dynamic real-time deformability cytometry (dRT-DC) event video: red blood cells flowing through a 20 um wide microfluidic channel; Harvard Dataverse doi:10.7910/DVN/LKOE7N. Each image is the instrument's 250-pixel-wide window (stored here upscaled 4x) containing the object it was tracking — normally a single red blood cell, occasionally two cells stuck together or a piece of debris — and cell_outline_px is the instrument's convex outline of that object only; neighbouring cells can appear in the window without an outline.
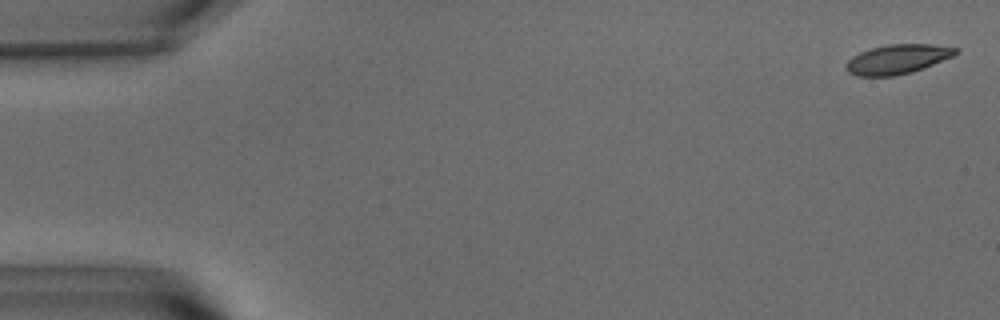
{"species": "common noctule bat (a hibernating species)", "species_latin": "Nyctalus noctula", "temperature_condition": "warm", "stored_images_in_passage": 56, "camera_frame_rate_fps": 3000, "um_per_image_px": 0.085, "animal": {"sex": "male", "body_mass_g": 15.6}, "frame": {"image": 1, "passage_image": 2, "time_ms": 0.333, "image_size_px": [1000, 320], "cell_outline_px": [[956, 52], [952, 56], [924, 68], [912, 72], [896, 76], [856, 76], [848, 72], [844, 68], [844, 64], [852, 56], [860, 52], [872, 48], [888, 44], [932, 44], [956, 48]], "centroid_in_image_um": [76.21, 5.04], "position_along_channel_um": 8.8, "area_um2": 18.79}}
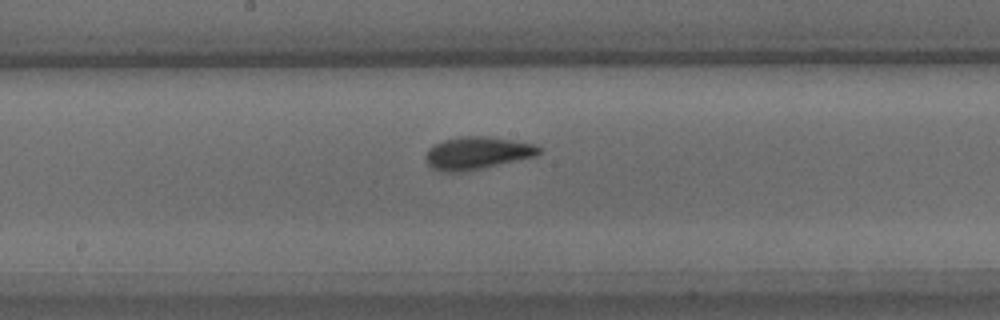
{"frame": {"image": 2, "passage_image": 30, "time_ms": 9.667, "image_size_px": [1000, 320], "cell_outline_px": [[544, 148], [536, 156], [480, 168], [460, 172], [440, 172], [432, 168], [428, 164], [424, 156], [428, 148], [432, 144], [444, 140], [460, 136], [488, 136], [512, 140], [532, 144]], "centroid_in_image_um": [40.51, 13.0], "position_along_channel_um": 207.7, "area_um2": 21.5}}
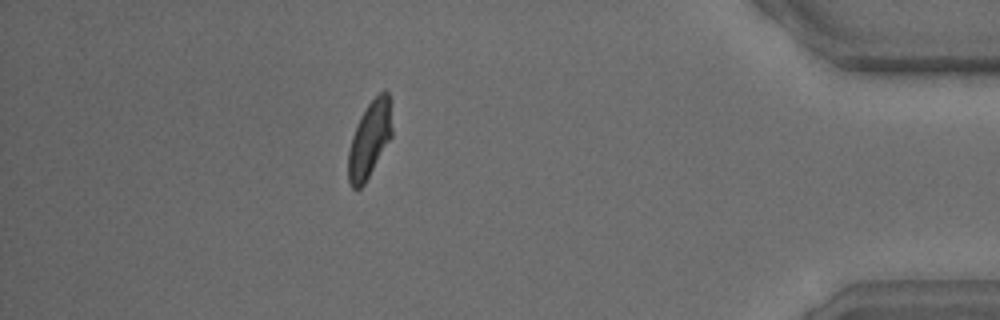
{"frame": {"image": 3, "passage_image": 50, "time_ms": 16.333, "image_size_px": [1000, 320], "cell_outline_px": [[392, 136], [364, 184], [360, 188], [352, 188], [348, 180], [348, 152], [352, 136], [360, 116], [368, 104], [384, 88], [388, 92], [392, 128]], "centroid_in_image_um": [31.41, 11.85], "position_along_channel_um": 403.8, "area_um2": 19.25}, "authors_computed_cell_mechanics": {"area_um2": 19.941, "velocity_mm_per_s": 3.6131, "shape_relaxation_time_tau1_ms": 3.7357, "shape_relaxation_time_tau2_ms": 1.7171, "deformation_change_tau1": 0.1696, "deformation_change_tau2": 0.0924}}